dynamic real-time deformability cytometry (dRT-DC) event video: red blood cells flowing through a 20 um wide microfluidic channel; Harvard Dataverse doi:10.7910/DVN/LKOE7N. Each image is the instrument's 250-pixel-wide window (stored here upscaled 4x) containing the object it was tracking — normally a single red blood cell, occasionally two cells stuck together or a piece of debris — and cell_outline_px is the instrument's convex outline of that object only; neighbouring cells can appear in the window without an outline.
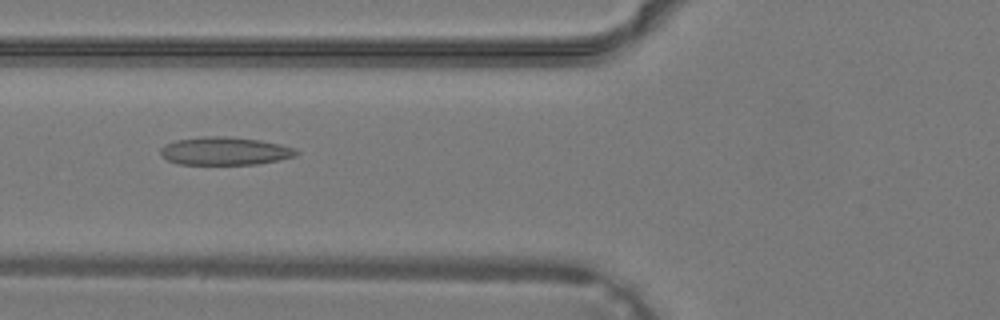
{"species": "common noctule bat (a hibernating species)", "species_latin": "Nyctalus noctula", "temperature_condition": "warm", "stored_images_in_passage": 38, "camera_frame_rate_fps": 3000, "um_per_image_px": 0.085, "animal": {"sex": "male", "body_mass_g": 19.2, "forearm_length_mm": 51.8}, "frame": {"image": 1, "passage_image": 14, "time_ms": 4.333, "image_size_px": [1000, 320], "cell_outline_px": [[300, 152], [296, 156], [256, 164], [180, 164], [168, 160], [160, 156], [160, 148], [164, 144], [176, 140], [204, 136], [224, 136], [260, 140], [280, 144], [296, 148]], "centroid_in_image_um": [19.1, 12.83], "position_along_channel_um": 106.7, "area_um2": 22.2}}
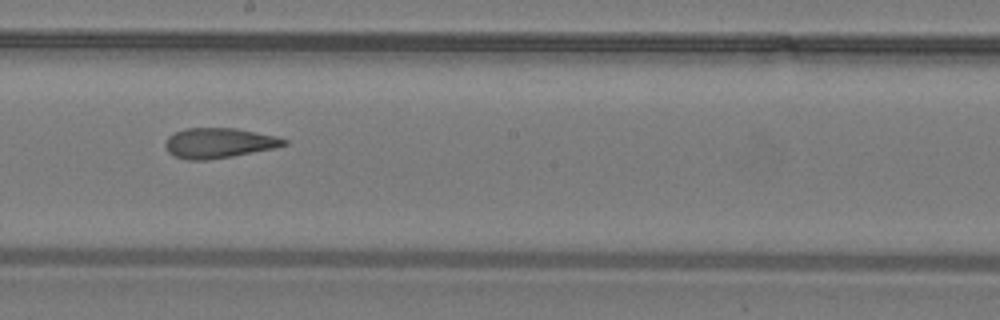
{"frame": {"image": 2, "passage_image": 21, "time_ms": 6.667, "image_size_px": [1000, 320], "cell_outline_px": [[288, 144], [272, 148], [232, 156], [208, 160], [188, 160], [176, 156], [168, 152], [164, 144], [168, 136], [176, 132], [188, 128], [236, 128], [276, 136], [288, 140]], "centroid_in_image_um": [18.59, 12.15], "position_along_channel_um": 229.6, "area_um2": 20.63}}
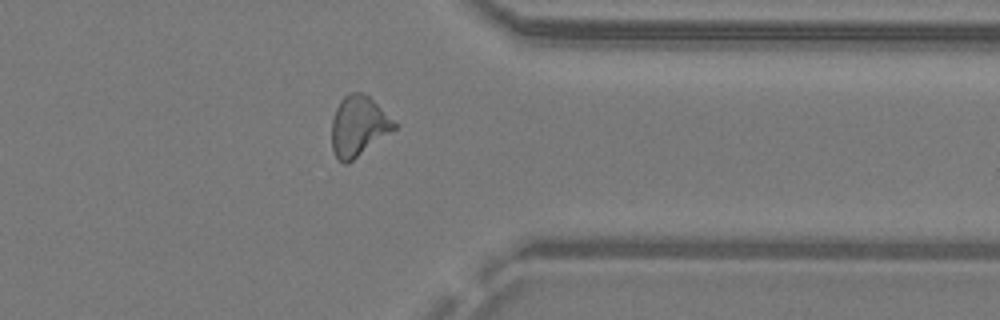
{"frame": {"image": 3, "passage_image": 30, "time_ms": 9.667, "image_size_px": [1000, 320], "cell_outline_px": [[400, 124], [396, 128], [348, 164], [344, 164], [332, 152], [332, 120], [336, 108], [340, 100], [348, 92], [364, 92]], "centroid_in_image_um": [30.48, 10.7], "position_along_channel_um": 380.9, "area_um2": 22.14}}